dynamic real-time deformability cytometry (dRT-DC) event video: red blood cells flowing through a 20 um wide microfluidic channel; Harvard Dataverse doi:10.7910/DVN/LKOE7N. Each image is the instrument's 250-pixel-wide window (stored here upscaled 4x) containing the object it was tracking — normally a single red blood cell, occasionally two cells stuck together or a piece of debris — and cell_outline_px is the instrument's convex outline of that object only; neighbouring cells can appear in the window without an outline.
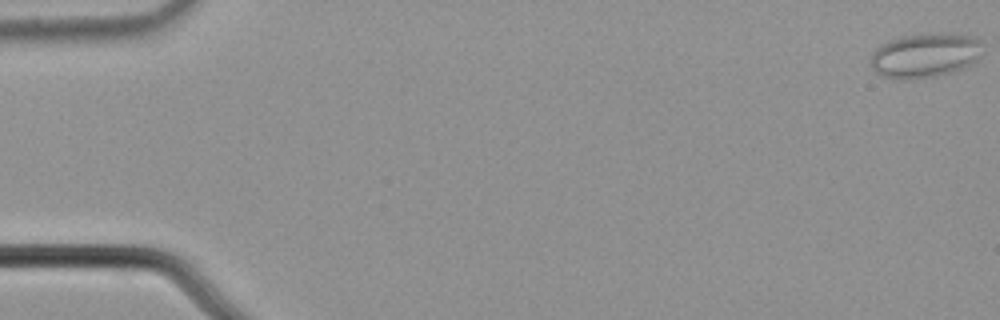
{"species": "common noctule bat (a hibernating species)", "species_latin": "Nyctalus noctula", "temperature_condition": "cold", "stored_images_in_passage": 46, "camera_frame_rate_fps": 3000, "um_per_image_px": 0.085, "animal": {"sex": "male", "body_mass_g": 21.5, "forearm_length_mm": 52.0}, "frame": {"image": 1, "passage_image": 1, "time_ms": 0.0, "image_size_px": [1000, 320], "cell_outline_px": [[980, 56], [976, 60], [964, 68], [952, 72], [936, 76], [904, 80], [896, 80], [884, 76], [876, 72], [868, 64], [872, 52], [880, 44], [888, 40], [900, 36], [932, 32], [956, 32], [972, 36], [980, 40]], "centroid_in_image_um": [78.59, 4.68], "position_along_channel_um": 6.4, "area_um2": 29.77}}
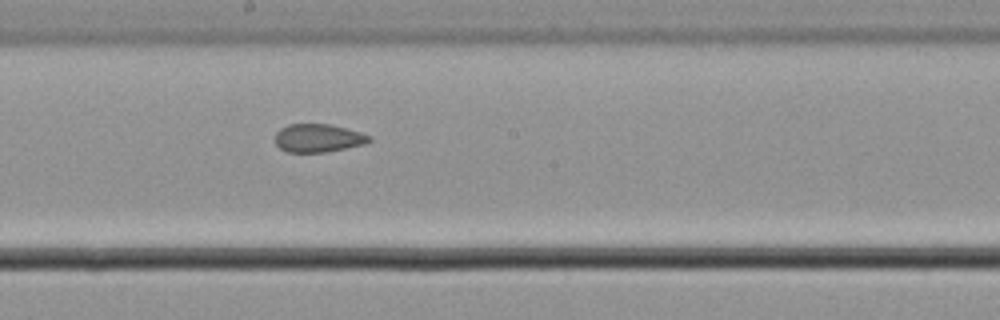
{"frame": {"image": 2, "passage_image": 31, "time_ms": 10.0, "image_size_px": [1000, 320], "cell_outline_px": [[372, 140], [364, 144], [324, 152], [288, 152], [280, 148], [272, 140], [276, 132], [280, 128], [288, 124], [328, 124], [360, 132], [372, 136]], "centroid_in_image_um": [26.99, 11.73], "position_along_channel_um": 221.2, "area_um2": 15.49}}
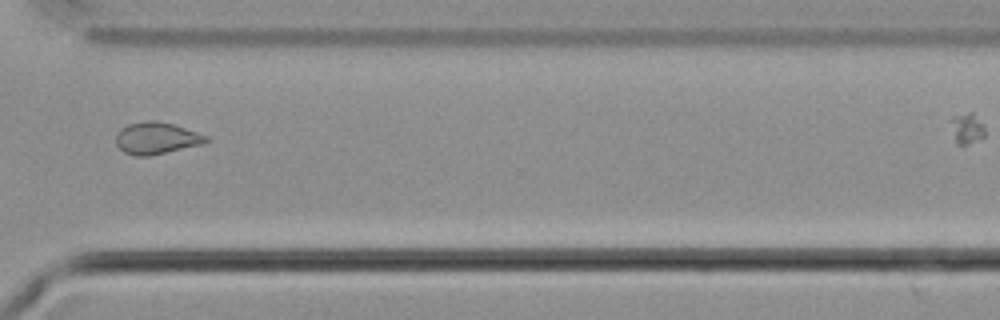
{"frame": {"image": 3, "passage_image": 42, "time_ms": 13.667, "image_size_px": [1000, 320], "cell_outline_px": [[212, 140], [204, 144], [152, 156], [136, 156], [124, 152], [116, 144], [116, 132], [120, 128], [128, 124], [148, 120], [156, 120], [176, 124], [208, 136]], "centroid_in_image_um": [13.34, 11.74], "position_along_channel_um": 357.3, "area_um2": 17.22}}